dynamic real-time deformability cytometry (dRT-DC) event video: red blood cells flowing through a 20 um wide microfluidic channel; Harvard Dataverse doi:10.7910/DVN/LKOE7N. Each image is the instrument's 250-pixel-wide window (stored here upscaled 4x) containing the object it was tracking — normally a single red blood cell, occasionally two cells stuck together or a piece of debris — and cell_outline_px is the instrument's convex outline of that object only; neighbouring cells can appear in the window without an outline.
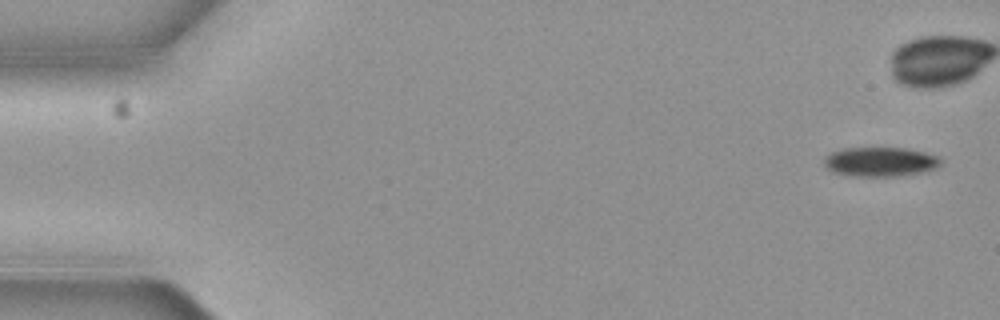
{"species": "common noctule bat (a hibernating species)", "species_latin": "Nyctalus noctula", "temperature_condition": "cold", "stored_images_in_passage": 7, "camera_frame_rate_fps": 3000, "um_per_image_px": 0.085, "animal": {"sex": "female", "body_mass_g": 19.3, "forearm_length_mm": 54.1}, "frame": {"image": 1, "passage_image": 1, "time_ms": 0.0, "image_size_px": [1000, 320], "cell_outline_px": [[940, 164], [936, 168], [924, 172], [900, 176], [848, 176], [832, 172], [824, 164], [824, 156], [832, 152], [844, 148], [904, 148], [924, 152], [936, 156], [940, 160]], "centroid_in_image_um": [74.79, 13.76], "position_along_channel_um": 10.2, "area_um2": 20.0}}